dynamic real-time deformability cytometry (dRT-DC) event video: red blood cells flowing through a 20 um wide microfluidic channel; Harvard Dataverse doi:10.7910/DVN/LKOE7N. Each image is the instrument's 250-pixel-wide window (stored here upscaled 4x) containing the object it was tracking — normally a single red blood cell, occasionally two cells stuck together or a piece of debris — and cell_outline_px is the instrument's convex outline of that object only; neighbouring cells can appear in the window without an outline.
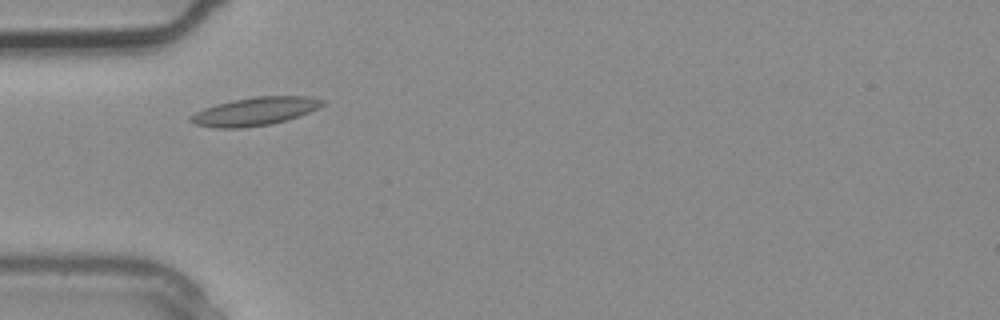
{"species": "common noctule bat (a hibernating species)", "species_latin": "Nyctalus noctula", "temperature_condition": "warm", "stored_images_in_passage": 2, "camera_frame_rate_fps": 3000, "um_per_image_px": 0.085, "animal": {"sex": "male", "body_mass_g": 20.4}, "frame": {"image": 1, "passage_image": 2, "time_ms": 0.333, "image_size_px": [1000, 320], "cell_outline_px": [[328, 100], [320, 108], [284, 120], [268, 124], [240, 128], [212, 128], [196, 124], [188, 120], [188, 116], [204, 108], [232, 100], [256, 96], [312, 96]], "centroid_in_image_um": [21.68, 9.45], "position_along_channel_um": 63.3, "area_um2": 21.62}}